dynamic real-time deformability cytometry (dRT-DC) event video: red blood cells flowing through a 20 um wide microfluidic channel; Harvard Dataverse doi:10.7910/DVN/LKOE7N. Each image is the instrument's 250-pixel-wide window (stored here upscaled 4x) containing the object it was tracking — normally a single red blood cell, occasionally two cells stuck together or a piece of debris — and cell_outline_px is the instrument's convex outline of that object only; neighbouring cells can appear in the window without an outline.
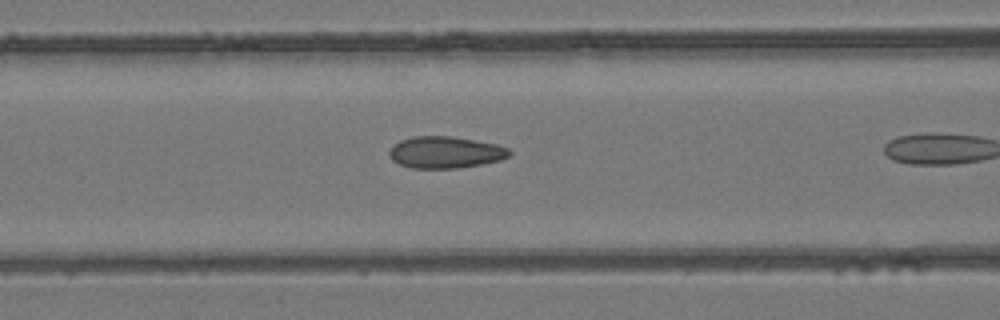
{"species": "common noctule bat (a hibernating species)", "species_latin": "Nyctalus noctula", "temperature_condition": "room temperature", "stored_images_in_passage": 4, "camera_frame_rate_fps": 3000, "um_per_image_px": 0.085, "animal": {"sex": "female", "body_mass_g": 24.6, "forearm_length_mm": 56.2}, "frame": {"image": 1, "passage_image": 3, "time_ms": 0.667, "image_size_px": [1000, 320], "cell_outline_px": [[512, 152], [508, 156], [500, 160], [480, 164], [456, 168], [412, 168], [400, 164], [392, 160], [388, 156], [388, 152], [392, 144], [400, 140], [412, 136], [452, 136], [496, 144], [508, 148]], "centroid_in_image_um": [37.8, 12.94], "position_along_channel_um": 128.8, "area_um2": 22.25}}